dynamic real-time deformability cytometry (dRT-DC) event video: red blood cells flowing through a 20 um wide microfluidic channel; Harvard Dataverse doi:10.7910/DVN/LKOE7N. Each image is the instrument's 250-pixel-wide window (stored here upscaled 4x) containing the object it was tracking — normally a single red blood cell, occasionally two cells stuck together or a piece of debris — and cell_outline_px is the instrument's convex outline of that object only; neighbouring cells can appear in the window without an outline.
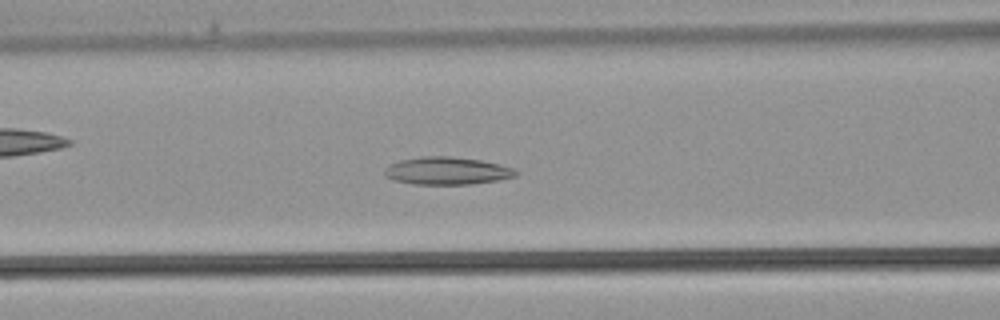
{"species": "common noctule bat (a hibernating species)", "species_latin": "Nyctalus noctula", "temperature_condition": "warm", "stored_images_in_passage": 26, "camera_frame_rate_fps": 3000, "um_per_image_px": 0.085, "animal": {"sex": "male", "body_mass_g": 21.5, "forearm_length_mm": 52.0}, "frame": {"image": 1, "passage_image": 14, "time_ms": 4.333, "image_size_px": [1000, 320], "cell_outline_px": [[520, 172], [516, 176], [496, 180], [472, 184], [412, 184], [392, 180], [384, 176], [384, 168], [388, 164], [400, 160], [420, 156], [452, 156], [480, 160], [500, 164], [512, 168]], "centroid_in_image_um": [37.94, 14.51], "position_along_channel_um": 128.7, "area_um2": 21.33}}
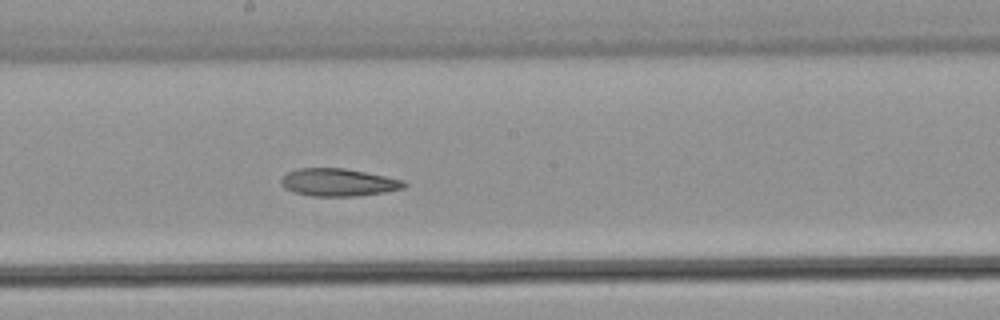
{"frame": {"image": 2, "passage_image": 19, "time_ms": 6.0, "image_size_px": [1000, 320], "cell_outline_px": [[408, 184], [404, 188], [384, 192], [360, 196], [312, 196], [292, 192], [284, 188], [280, 184], [280, 180], [288, 172], [296, 168], [344, 168], [404, 180]], "centroid_in_image_um": [28.74, 15.51], "position_along_channel_um": 219.5, "area_um2": 19.88}}
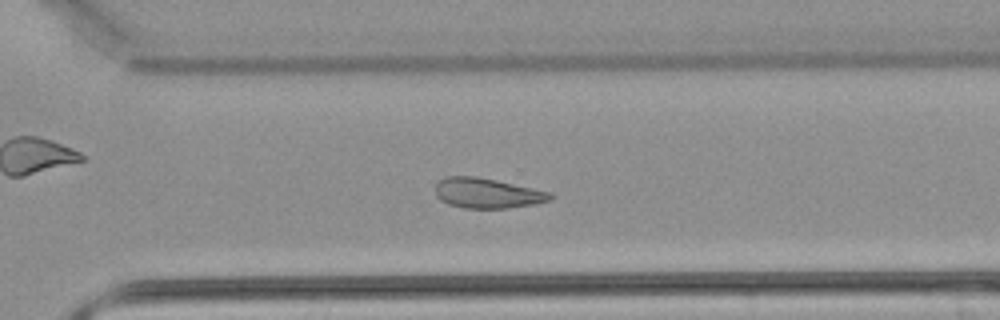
{"frame": {"image": 3, "passage_image": 25, "time_ms": 8.0, "image_size_px": [1000, 320], "cell_outline_px": [[556, 196], [552, 200], [536, 204], [508, 208], [464, 208], [448, 204], [440, 200], [436, 196], [436, 184], [440, 180], [448, 176], [476, 176], [496, 180], [552, 192]], "centroid_in_image_um": [41.47, 16.42], "position_along_channel_um": 329.1, "area_um2": 20.35}}